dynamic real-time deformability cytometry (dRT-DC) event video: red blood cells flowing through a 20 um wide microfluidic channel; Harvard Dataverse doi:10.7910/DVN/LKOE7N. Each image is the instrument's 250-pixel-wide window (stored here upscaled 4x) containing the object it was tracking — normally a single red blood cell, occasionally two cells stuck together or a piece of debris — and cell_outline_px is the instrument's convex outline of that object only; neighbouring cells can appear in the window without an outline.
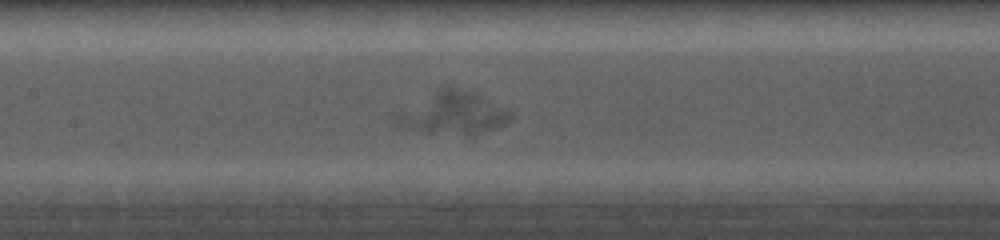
{"species": "common noctule bat (a hibernating species)", "species_latin": "Nyctalus noctula", "temperature_condition": "cold", "stored_images_in_passage": 29, "camera_frame_rate_fps": 5000, "um_per_image_px": 0.085, "animal": {"sex": "female", "body_mass_g": 19.0, "forearm_length_mm": 56.7}, "frame": {"image": 1, "passage_image": 9, "time_ms": 2.6, "image_size_px": [1000, 240], "cell_outline_px": [[508, 120], [504, 124], [472, 136], [464, 136], [424, 132], [416, 124], [436, 92], [448, 84], [468, 92], [476, 96], [504, 112], [508, 116]], "centroid_in_image_um": [39.07, 9.68], "position_along_channel_um": 168.3, "area_um2": 21.85}}
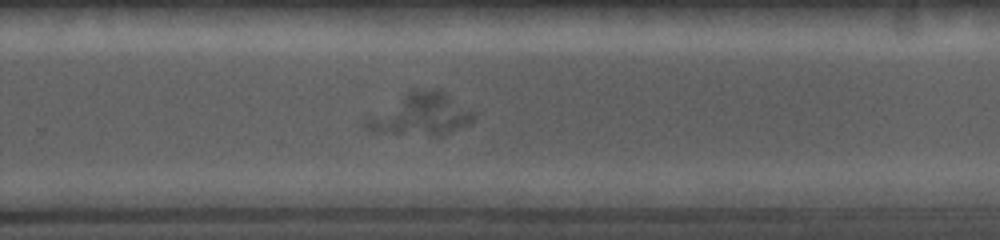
{"frame": {"image": 2, "passage_image": 20, "time_ms": 5.8, "image_size_px": [1000, 240], "cell_outline_px": [[472, 120], [468, 124], [440, 136], [436, 136], [372, 132], [364, 128], [364, 120], [408, 92], [416, 88], [436, 88], [444, 92], [472, 112]], "centroid_in_image_um": [35.73, 9.74], "position_along_channel_um": 294.1, "area_um2": 25.78}}
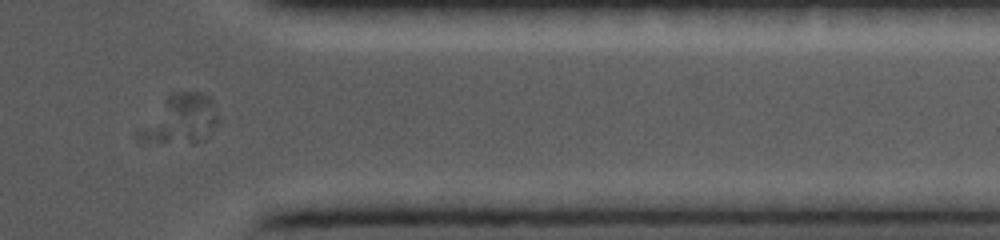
{"frame": {"image": 3, "passage_image": 26, "time_ms": 8.4, "image_size_px": [1000, 240], "cell_outline_px": [[216, 124], [204, 140], [192, 144], [140, 140], [136, 136], [168, 96], [172, 92], [204, 92], [212, 100], [216, 116]], "centroid_in_image_um": [15.4, 10.15], "position_along_channel_um": 396.0, "area_um2": 21.62}}